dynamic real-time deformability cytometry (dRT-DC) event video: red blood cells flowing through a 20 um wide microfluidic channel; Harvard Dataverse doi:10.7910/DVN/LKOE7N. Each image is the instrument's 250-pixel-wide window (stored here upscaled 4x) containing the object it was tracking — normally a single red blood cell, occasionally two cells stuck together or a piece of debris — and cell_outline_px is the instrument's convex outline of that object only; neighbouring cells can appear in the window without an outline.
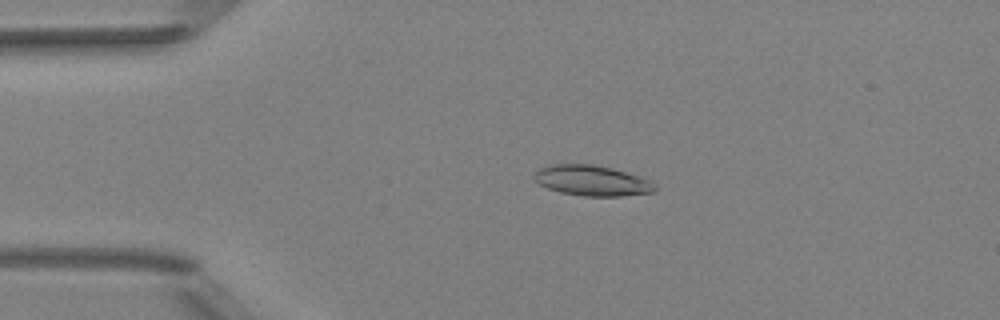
{"species": "Egyptian fruit bat (a non-hibernating species)", "species_latin": "Rousettus aegyptiacus", "temperature_condition": "room temperature", "stored_images_in_passage": 42, "camera_frame_rate_fps": 3000, "um_per_image_px": 0.085, "animal": {"sex": "female"}, "frame": {"image": 1, "passage_image": 2, "time_ms": 0.333, "image_size_px": [1000, 320], "cell_outline_px": [[656, 192], [620, 196], [584, 196], [560, 192], [548, 188], [532, 180], [532, 176], [540, 168], [552, 164], [592, 164], [612, 168], [648, 180], [656, 184]], "centroid_in_image_um": [50.29, 15.35], "position_along_channel_um": 34.7, "area_um2": 21.33}}
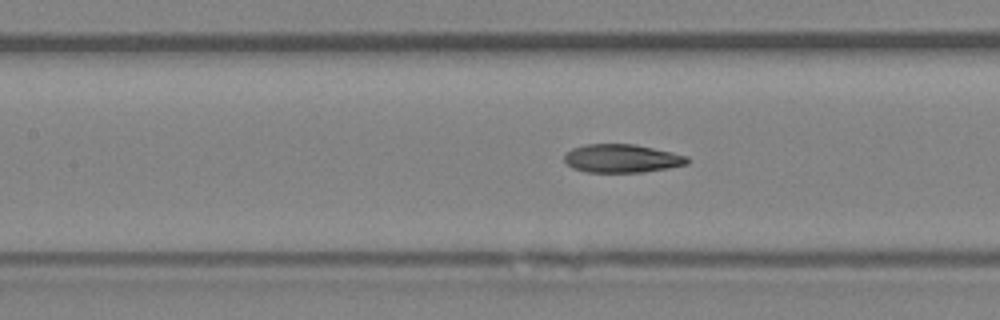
{"frame": {"image": 2, "passage_image": 14, "time_ms": 4.333, "image_size_px": [1000, 320], "cell_outline_px": [[688, 164], [668, 168], [644, 172], [584, 172], [572, 168], [564, 160], [564, 156], [572, 148], [588, 144], [636, 144], [672, 152], [688, 156]], "centroid_in_image_um": [52.87, 13.47], "position_along_channel_um": 154.5, "area_um2": 20.35}}
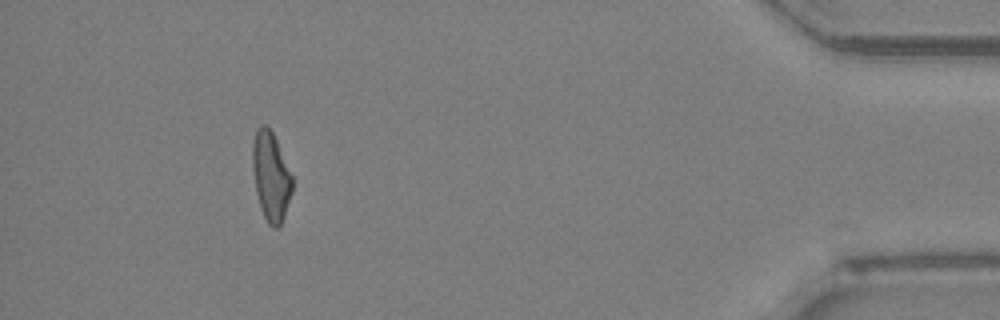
{"frame": {"image": 3, "passage_image": 38, "time_ms": 12.333, "image_size_px": [1000, 320], "cell_outline_px": [[292, 192], [284, 216], [280, 224], [276, 228], [272, 228], [268, 224], [264, 216], [256, 192], [252, 168], [252, 144], [256, 128], [260, 124], [264, 124], [272, 132], [276, 140], [292, 176]], "centroid_in_image_um": [23.01, 14.97], "position_along_channel_um": 412.2, "area_um2": 20.4}, "authors_computed_cell_mechanics": {"area_um2": 20.7502, "velocity_mm_per_s": 4.0069, "shape_relaxation_time_tau1_ms": 10.0748, "shape_relaxation_time_tau2_ms": 3.8365, "deformation_change_tau1": 0.2267, "deformation_change_tau2": 0.1274}}